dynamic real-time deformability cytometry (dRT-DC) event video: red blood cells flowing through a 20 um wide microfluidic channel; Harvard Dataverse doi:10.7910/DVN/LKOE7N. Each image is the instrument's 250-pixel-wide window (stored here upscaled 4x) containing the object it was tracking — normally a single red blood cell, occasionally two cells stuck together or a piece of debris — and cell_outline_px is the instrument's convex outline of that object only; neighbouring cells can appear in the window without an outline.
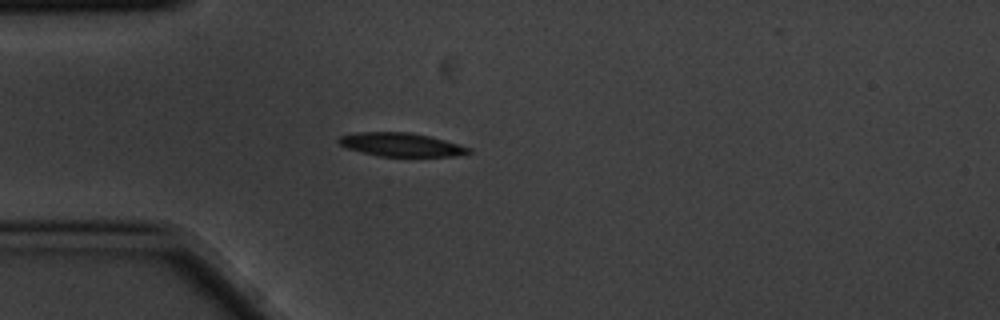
{"species": "common noctule bat (a hibernating species)", "species_latin": "Nyctalus noctula", "temperature_condition": "cold", "stored_images_in_passage": 5, "camera_frame_rate_fps": 3000, "um_per_image_px": 0.085, "animal": {"sex": "male", "body_mass_g": 20.1, "forearm_length_mm": 53.5}, "frame": {"image": 1, "passage_image": 4, "time_ms": 1.0, "image_size_px": [1000, 320], "cell_outline_px": [[472, 152], [456, 156], [376, 156], [348, 148], [340, 144], [336, 140], [340, 136], [356, 132], [408, 132], [428, 136], [444, 140], [472, 148]], "centroid_in_image_um": [34.09, 12.29], "position_along_channel_um": 50.9, "area_um2": 17.74}}